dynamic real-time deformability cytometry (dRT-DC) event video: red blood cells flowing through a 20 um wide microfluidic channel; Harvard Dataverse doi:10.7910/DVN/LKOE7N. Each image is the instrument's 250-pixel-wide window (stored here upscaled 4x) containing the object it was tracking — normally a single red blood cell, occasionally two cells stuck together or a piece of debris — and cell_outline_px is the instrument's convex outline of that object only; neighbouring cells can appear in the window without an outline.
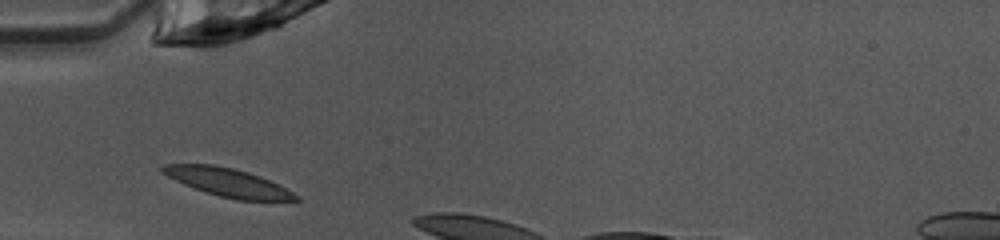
{"species": "common noctule bat (a hibernating species)", "species_latin": "Nyctalus noctula", "temperature_condition": "warm", "stored_images_in_passage": 3, "camera_frame_rate_fps": 3000, "um_per_image_px": 0.085, "animal": {"sex": "female", "body_mass_g": 10.0, "forearm_length_mm": 53.1}, "frame": {"image": 1, "passage_image": 1, "time_ms": 0.0, "image_size_px": [1000, 240], "cell_outline_px": [[300, 200], [236, 200], [220, 196], [184, 184], [160, 172], [160, 168], [164, 164], [212, 164], [232, 168], [248, 172], [260, 176], [300, 196]], "centroid_in_image_um": [19.34, 15.49], "position_along_channel_um": 65.7, "area_um2": 21.5}}